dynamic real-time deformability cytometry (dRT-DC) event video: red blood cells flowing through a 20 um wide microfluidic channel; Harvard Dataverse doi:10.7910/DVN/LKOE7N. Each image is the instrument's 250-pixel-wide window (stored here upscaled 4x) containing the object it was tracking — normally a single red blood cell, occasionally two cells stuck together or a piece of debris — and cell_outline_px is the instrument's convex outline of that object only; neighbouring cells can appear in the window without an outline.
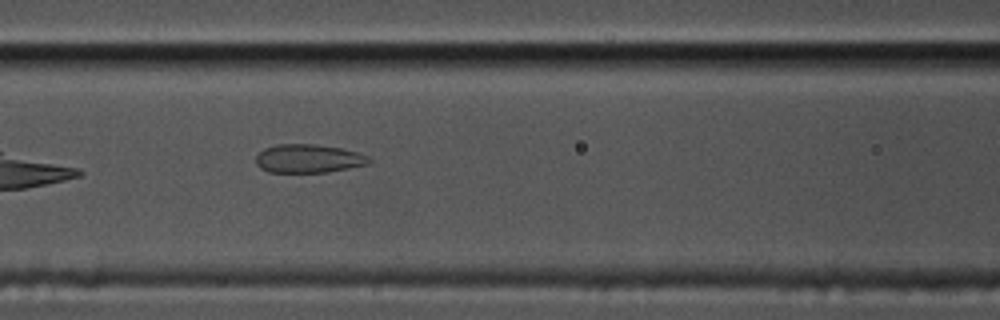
{"species": "common noctule bat (a hibernating species)", "species_latin": "Nyctalus noctula", "temperature_condition": "cold", "stored_images_in_passage": 40, "camera_frame_rate_fps": 3000, "um_per_image_px": 0.085, "animal": {"sex": "male", "body_mass_g": 17.5, "forearm_length_mm": 52.3}, "frame": {"image": 1, "passage_image": 7, "time_ms": 2.0, "image_size_px": [1000, 320], "cell_outline_px": [[372, 160], [368, 164], [328, 172], [268, 172], [260, 168], [256, 164], [256, 156], [264, 148], [276, 144], [316, 144], [344, 148], [368, 156]], "centroid_in_image_um": [26.21, 13.47], "position_along_channel_um": 140.4, "area_um2": 18.9}}